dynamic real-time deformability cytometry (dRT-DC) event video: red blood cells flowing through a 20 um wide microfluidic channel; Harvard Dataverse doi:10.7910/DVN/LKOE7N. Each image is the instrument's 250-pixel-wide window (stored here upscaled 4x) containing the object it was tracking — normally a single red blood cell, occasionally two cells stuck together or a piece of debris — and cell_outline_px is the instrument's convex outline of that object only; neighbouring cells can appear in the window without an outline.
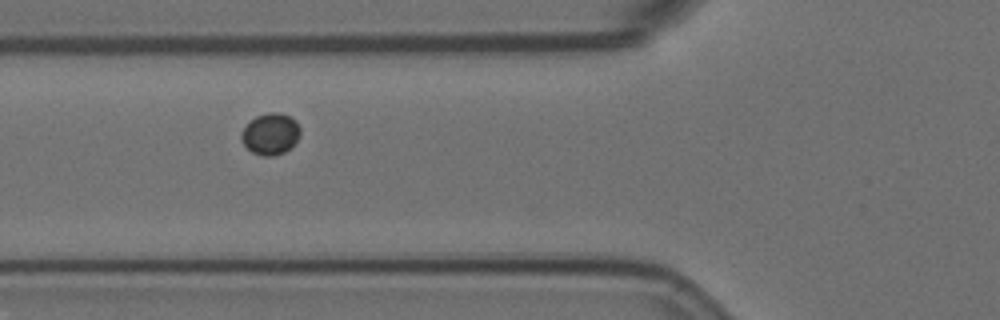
{"species": "Egyptian fruit bat (a non-hibernating species)", "species_latin": "Rousettus aegyptiacus", "temperature_condition": "room temperature", "stored_images_in_passage": 6, "camera_frame_rate_fps": 3000, "um_per_image_px": 0.085, "animal": {"sex": "female"}, "frame": {"image": 1, "passage_image": 5, "time_ms": 1.333, "image_size_px": [1000, 320], "cell_outline_px": [[300, 136], [284, 152], [272, 156], [264, 156], [252, 152], [244, 144], [240, 136], [240, 132], [256, 116], [268, 112], [276, 112], [288, 116], [296, 120], [300, 128]], "centroid_in_image_um": [22.99, 11.37], "position_along_channel_um": 102.8, "area_um2": 13.99}}
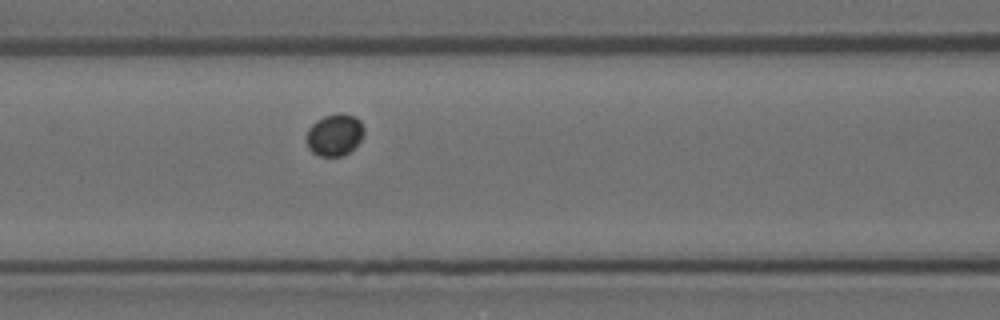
{"frame": {"image": 2, "passage_image": 6, "time_ms": 1.667, "image_size_px": [1000, 320], "cell_outline_px": [[364, 132], [360, 140], [344, 156], [320, 156], [312, 152], [308, 148], [308, 128], [316, 120], [324, 116], [340, 112], [356, 116], [360, 120], [364, 128]], "centroid_in_image_um": [28.45, 11.44], "position_along_channel_um": 138.1, "area_um2": 13.99}}